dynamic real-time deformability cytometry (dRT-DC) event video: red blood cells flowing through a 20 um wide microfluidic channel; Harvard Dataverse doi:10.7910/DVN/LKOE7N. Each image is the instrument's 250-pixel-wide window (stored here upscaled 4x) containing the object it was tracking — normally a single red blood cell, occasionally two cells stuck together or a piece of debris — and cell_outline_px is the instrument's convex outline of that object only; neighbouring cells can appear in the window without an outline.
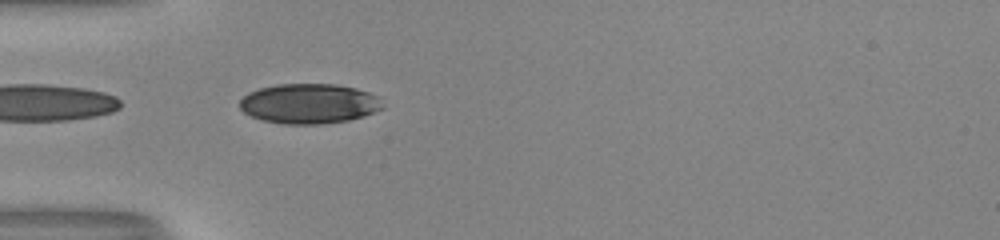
{"species": "human", "species_latin": "Homo sapiens", "temperature_condition": "room temperature", "stored_images_in_passage": 7, "camera_frame_rate_fps": 3000, "um_per_image_px": 0.085, "donor": {"sex": "male"}, "frame": {"image": 1, "passage_image": 1, "time_ms": 0.0, "image_size_px": [1000, 240], "cell_outline_px": [[384, 108], [364, 116], [348, 120], [320, 124], [284, 124], [264, 120], [252, 116], [244, 112], [240, 108], [240, 100], [248, 92], [260, 88], [276, 84], [336, 84], [356, 88], [380, 96]], "centroid_in_image_um": [26.3, 8.8], "position_along_channel_um": 58.7, "area_um2": 33.35}}